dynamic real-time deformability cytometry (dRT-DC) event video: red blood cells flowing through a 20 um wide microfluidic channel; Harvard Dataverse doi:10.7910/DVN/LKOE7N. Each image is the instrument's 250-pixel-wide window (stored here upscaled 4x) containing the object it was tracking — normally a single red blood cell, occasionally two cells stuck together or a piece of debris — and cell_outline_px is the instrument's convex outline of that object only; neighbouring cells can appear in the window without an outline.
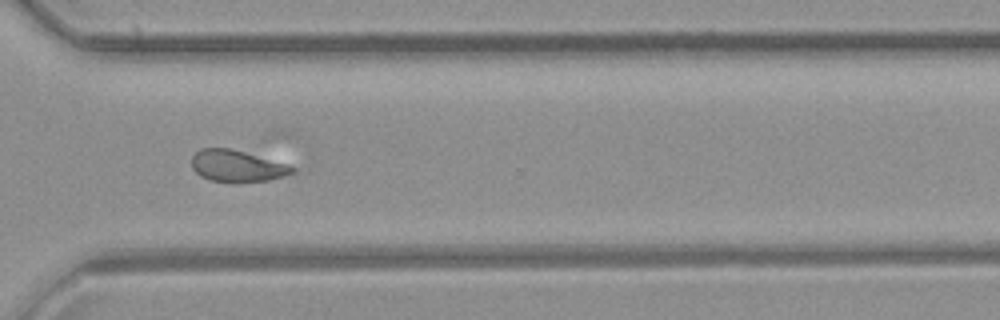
{"species": "common noctule bat (a hibernating species)", "species_latin": "Nyctalus noctula", "temperature_condition": "room temperature", "stored_images_in_passage": 50, "segment_of_instrument_passage": [3, 3], "camera_frame_rate_fps": 3000, "um_per_image_px": 0.085, "animal": {"sex": "female", "body_mass_g": 21.9}, "frame": {"image": 1, "passage_image": 36, "time_ms": 11.667, "image_size_px": [1000, 320], "cell_outline_px": [[296, 172], [284, 176], [268, 180], [236, 184], [208, 180], [200, 176], [192, 168], [192, 156], [200, 148], [228, 148], [244, 152], [288, 164], [296, 168]], "centroid_in_image_um": [20.15, 14.14], "position_along_channel_um": 350.5, "area_um2": 18.9}}
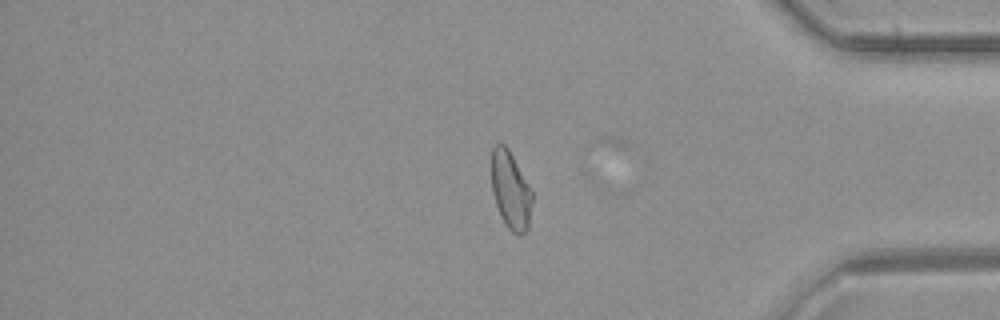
{"frame": {"image": 2, "passage_image": 41, "time_ms": 13.333, "image_size_px": [1000, 320], "cell_outline_px": [[532, 200], [528, 228], [520, 236], [516, 236], [504, 224], [500, 216], [492, 192], [492, 148], [500, 140], [508, 148], [528, 184], [532, 192]], "centroid_in_image_um": [43.39, 16.19], "position_along_channel_um": 391.8, "area_um2": 18.44}}